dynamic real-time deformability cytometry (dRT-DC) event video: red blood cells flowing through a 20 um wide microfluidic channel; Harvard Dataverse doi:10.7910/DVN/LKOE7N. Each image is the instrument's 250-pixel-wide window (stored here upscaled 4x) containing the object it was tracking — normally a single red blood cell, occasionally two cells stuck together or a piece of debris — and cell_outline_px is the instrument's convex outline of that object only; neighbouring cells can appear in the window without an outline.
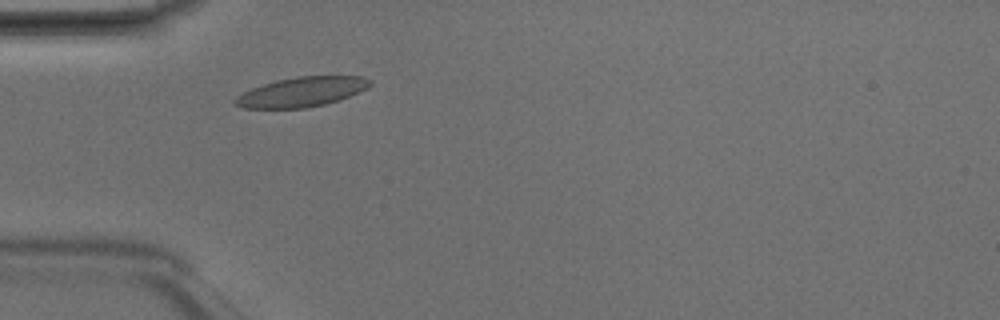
{"species": "Egyptian fruit bat (a non-hibernating species)", "species_latin": "Rousettus aegyptiacus", "temperature_condition": "room temperature", "stored_images_in_passage": 32, "camera_frame_rate_fps": 3000, "um_per_image_px": 0.085, "animal": {"sex": "male"}, "frame": {"image": 1, "passage_image": 2, "time_ms": 0.333, "image_size_px": [1000, 320], "cell_outline_px": [[372, 84], [368, 88], [340, 100], [324, 104], [304, 108], [244, 108], [232, 104], [232, 100], [236, 96], [252, 88], [276, 80], [296, 76], [364, 76], [372, 80]], "centroid_in_image_um": [25.65, 7.81], "position_along_channel_um": 59.4, "area_um2": 23.47}}
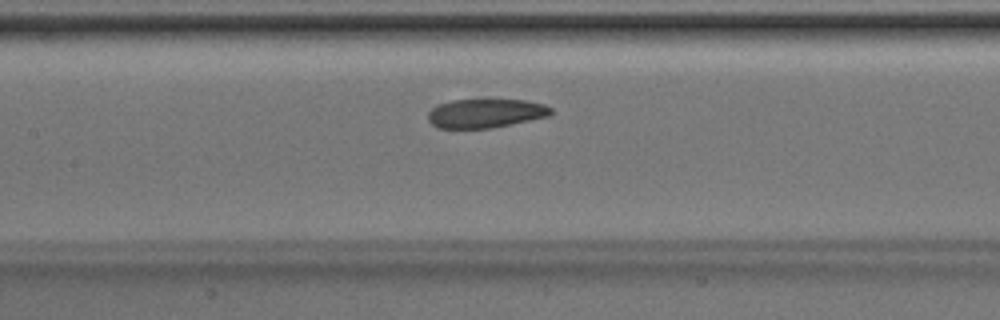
{"frame": {"image": 2, "passage_image": 10, "time_ms": 3.0, "image_size_px": [1000, 320], "cell_outline_px": [[552, 112], [548, 116], [492, 128], [440, 128], [432, 124], [428, 120], [428, 112], [432, 108], [448, 100], [524, 100], [544, 104], [552, 108]], "centroid_in_image_um": [41.26, 9.63], "position_along_channel_um": 166.1, "area_um2": 20.58}}
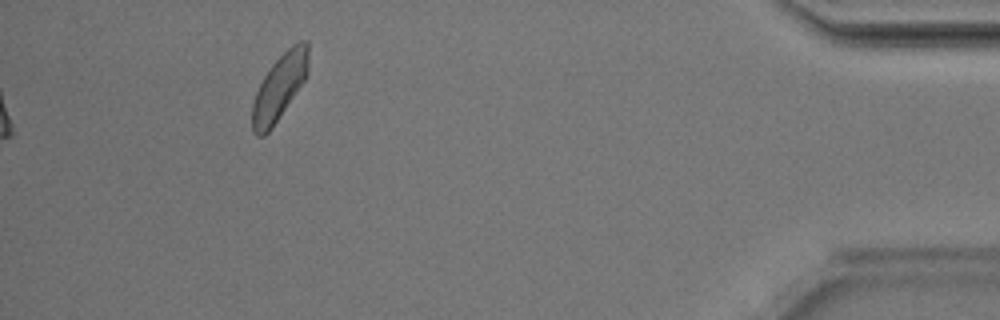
{"frame": {"image": 3, "passage_image": 32, "time_ms": 10.333, "image_size_px": [1000, 320], "cell_outline_px": [[308, 68], [304, 80], [272, 128], [264, 136], [256, 136], [252, 132], [252, 104], [256, 92], [264, 76], [272, 64], [292, 44], [300, 40], [308, 40]], "centroid_in_image_um": [23.74, 7.41], "position_along_channel_um": 411.5, "area_um2": 21.27}, "authors_computed_cell_mechanics": {"area_um2": 21.5305, "velocity_mm_per_s": 4.1439, "shape_relaxation_time_tau1_ms": 4.5818, "shape_relaxation_time_tau2_ms": 2.6731, "deformation_change_tau1": 0.1038, "deformation_change_tau2": 0.0764}}